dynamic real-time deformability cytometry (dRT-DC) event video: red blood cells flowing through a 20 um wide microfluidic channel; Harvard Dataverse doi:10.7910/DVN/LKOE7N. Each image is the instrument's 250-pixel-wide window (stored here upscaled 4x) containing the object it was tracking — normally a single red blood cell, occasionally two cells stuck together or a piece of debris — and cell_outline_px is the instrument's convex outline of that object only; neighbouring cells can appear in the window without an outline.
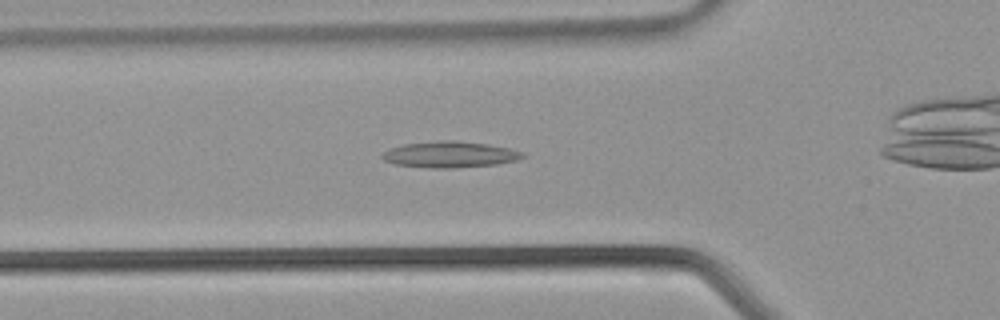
{"species": "common noctule bat (a hibernating species)", "species_latin": "Nyctalus noctula", "temperature_condition": "warm", "stored_images_in_passage": 31, "camera_frame_rate_fps": 3000, "um_per_image_px": 0.085, "animal": {"sex": "male", "body_mass_g": 21.5, "forearm_length_mm": 52.0}, "frame": {"image": 1, "passage_image": 5, "time_ms": 1.333, "image_size_px": [1000, 320], "cell_outline_px": [[524, 156], [516, 160], [496, 164], [456, 168], [432, 168], [392, 164], [384, 160], [380, 156], [384, 152], [392, 148], [404, 144], [440, 140], [452, 140], [488, 144], [508, 148], [524, 152]], "centroid_in_image_um": [38.22, 13.13], "position_along_channel_um": 87.6, "area_um2": 21.33}}
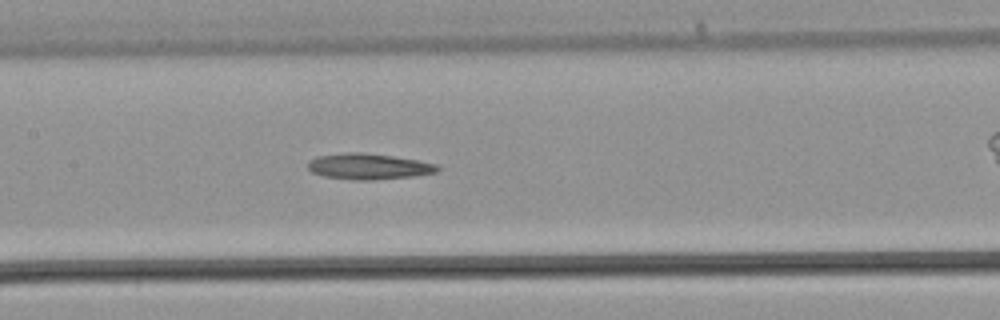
{"frame": {"image": 2, "passage_image": 10, "time_ms": 3.0, "image_size_px": [1000, 320], "cell_outline_px": [[440, 168], [436, 172], [412, 176], [376, 180], [352, 180], [324, 176], [312, 172], [308, 168], [308, 160], [316, 156], [344, 152], [360, 152], [392, 156], [416, 160], [436, 164]], "centroid_in_image_um": [31.28, 14.14], "position_along_channel_um": 176.1, "area_um2": 19.54}}
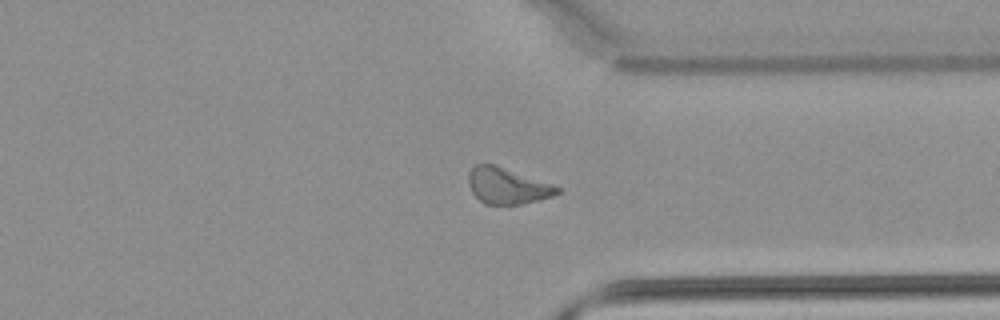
{"frame": {"image": 3, "passage_image": 21, "time_ms": 6.667, "image_size_px": [1000, 320], "cell_outline_px": [[560, 192], [552, 196], [540, 200], [520, 204], [484, 204], [472, 192], [468, 184], [468, 172], [476, 164], [496, 164], [552, 184], [560, 188]], "centroid_in_image_um": [43.1, 15.79], "position_along_channel_um": 368.3, "area_um2": 18.67}}